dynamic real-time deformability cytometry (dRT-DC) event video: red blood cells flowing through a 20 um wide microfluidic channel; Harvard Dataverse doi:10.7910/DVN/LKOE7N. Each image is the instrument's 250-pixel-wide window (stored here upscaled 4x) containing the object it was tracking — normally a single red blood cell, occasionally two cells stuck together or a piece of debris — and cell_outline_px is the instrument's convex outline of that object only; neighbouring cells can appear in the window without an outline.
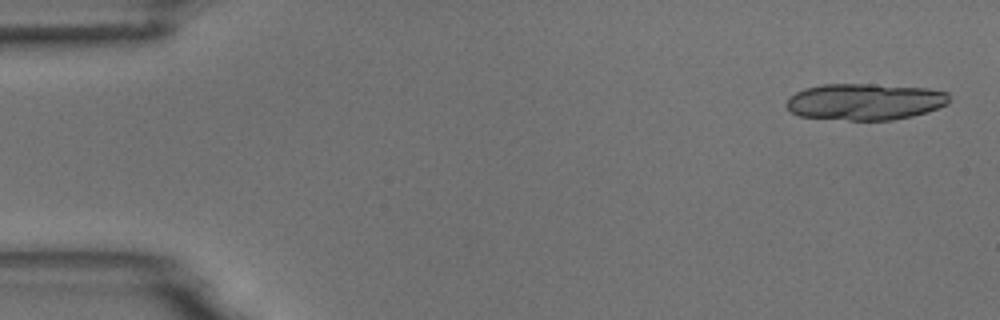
{"species": "common noctule bat (a hibernating species)", "species_latin": "Nyctalus noctula", "temperature_condition": "room temperature", "stored_images_in_passage": 6, "camera_frame_rate_fps": 3000, "um_per_image_px": 0.085, "animal": {"sex": "male", "body_mass_g": 18.8}, "frame": {"image": 1, "passage_image": 1, "time_ms": 0.0, "image_size_px": [1000, 320], "cell_outline_px": [[948, 104], [928, 112], [912, 116], [892, 120], [848, 120], [800, 116], [792, 112], [784, 104], [788, 96], [804, 88], [824, 84], [872, 84], [928, 88], [948, 92]], "centroid_in_image_um": [73.51, 8.64], "position_along_channel_um": 11.5, "area_um2": 34.85}}